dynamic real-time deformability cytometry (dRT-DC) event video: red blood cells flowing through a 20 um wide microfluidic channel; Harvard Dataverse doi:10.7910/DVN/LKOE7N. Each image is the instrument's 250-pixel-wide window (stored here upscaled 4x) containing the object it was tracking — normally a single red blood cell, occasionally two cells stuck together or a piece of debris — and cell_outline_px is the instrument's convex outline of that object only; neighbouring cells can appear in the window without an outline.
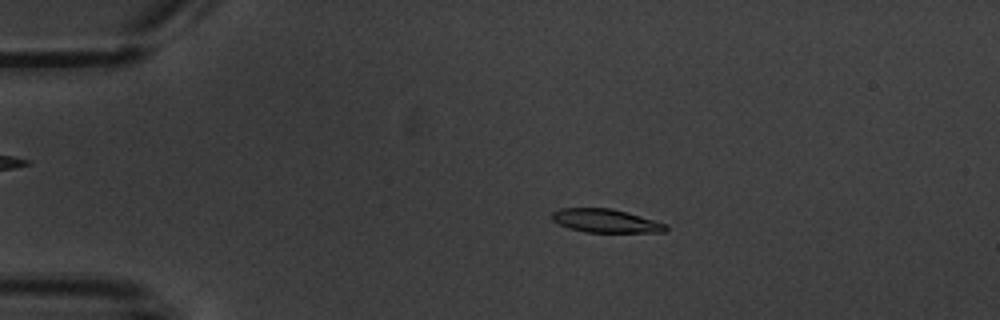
{"species": "common noctule bat (a hibernating species)", "species_latin": "Nyctalus noctula", "temperature_condition": "warm", "stored_images_in_passage": 9, "camera_frame_rate_fps": 3000, "um_per_image_px": 0.085, "animal": {"sex": "male", "body_mass_g": 20.1, "forearm_length_mm": 53.5}, "frame": {"image": 1, "passage_image": 3, "time_ms": 2.333, "image_size_px": [1000, 320], "cell_outline_px": [[668, 228], [664, 232], [584, 232], [568, 228], [552, 220], [552, 212], [560, 208], [612, 208], [668, 224]], "centroid_in_image_um": [51.48, 18.77], "position_along_channel_um": 33.5, "area_um2": 15.55}}
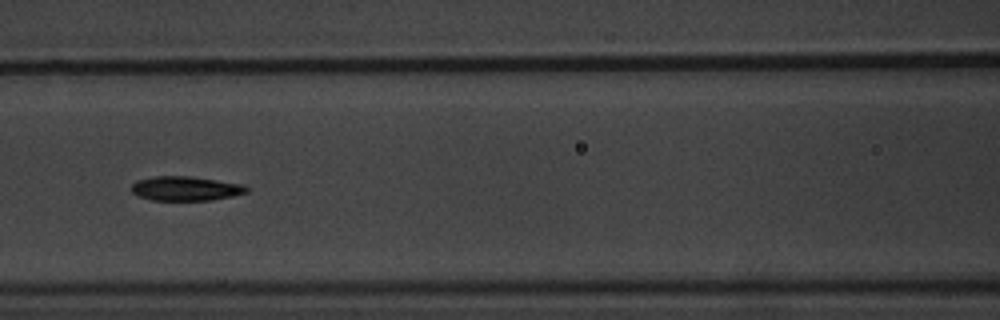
{"frame": {"image": 2, "passage_image": 7, "time_ms": 7.0, "image_size_px": [1000, 320], "cell_outline_px": [[248, 192], [232, 196], [212, 200], [152, 200], [136, 196], [132, 192], [132, 184], [136, 180], [152, 176], [188, 176], [244, 184], [248, 188]], "centroid_in_image_um": [15.75, 16.02], "position_along_channel_um": 150.8, "area_um2": 16.42}}
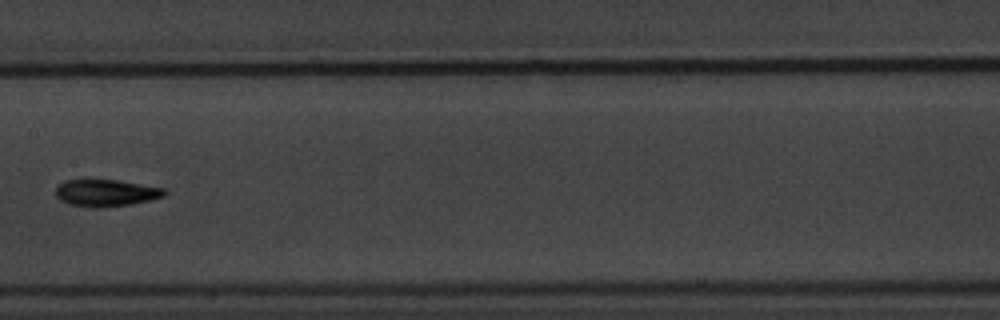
{"frame": {"image": 3, "passage_image": 8, "time_ms": 8.333, "image_size_px": [1000, 320], "cell_outline_px": [[168, 192], [164, 196], [148, 200], [128, 204], [96, 208], [68, 204], [60, 200], [56, 196], [56, 188], [64, 180], [84, 176], [88, 176], [116, 180], [164, 188]], "centroid_in_image_um": [8.92, 16.34], "position_along_channel_um": 198.5, "area_um2": 17.63}}